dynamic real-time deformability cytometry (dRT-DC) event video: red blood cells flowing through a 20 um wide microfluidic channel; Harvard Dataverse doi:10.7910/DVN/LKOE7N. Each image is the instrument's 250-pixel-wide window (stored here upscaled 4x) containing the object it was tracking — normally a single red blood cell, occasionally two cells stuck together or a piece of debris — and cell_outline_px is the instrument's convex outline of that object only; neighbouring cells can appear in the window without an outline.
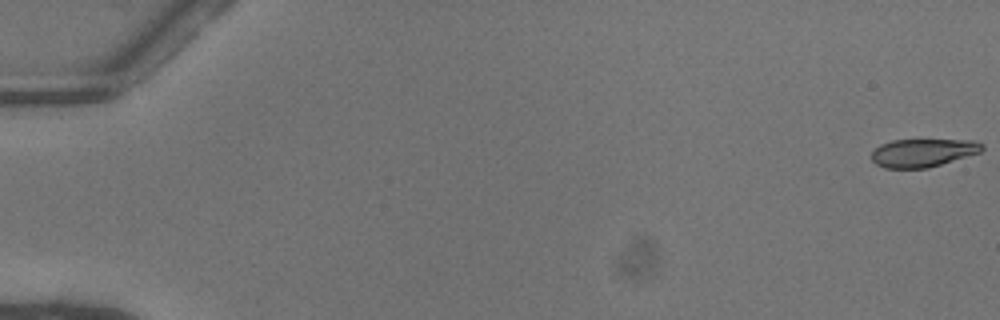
{"species": "common noctule bat (a hibernating species)", "species_latin": "Nyctalus noctula", "temperature_condition": "warm", "stored_images_in_passage": 52, "camera_frame_rate_fps": 3000, "um_per_image_px": 0.085, "animal": {"sex": "female"}, "frame": {"image": 1, "passage_image": 1, "time_ms": 0.0, "image_size_px": [1000, 320], "cell_outline_px": [[984, 148], [980, 152], [928, 168], [884, 168], [876, 164], [872, 160], [872, 152], [880, 144], [892, 140], [976, 140], [984, 144]], "centroid_in_image_um": [78.45, 12.98], "position_along_channel_um": 6.5, "area_um2": 18.09}}
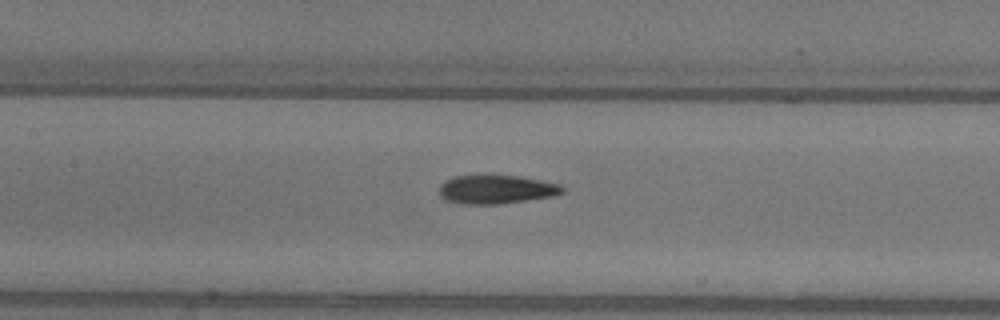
{"frame": {"image": 2, "passage_image": 26, "time_ms": 8.333, "image_size_px": [1000, 320], "cell_outline_px": [[564, 192], [552, 196], [500, 204], [464, 204], [448, 200], [440, 196], [440, 184], [444, 180], [456, 176], [484, 172], [492, 172], [520, 176], [560, 184], [564, 188]], "centroid_in_image_um": [42.15, 16.04], "position_along_channel_um": 165.2, "area_um2": 21.39}}
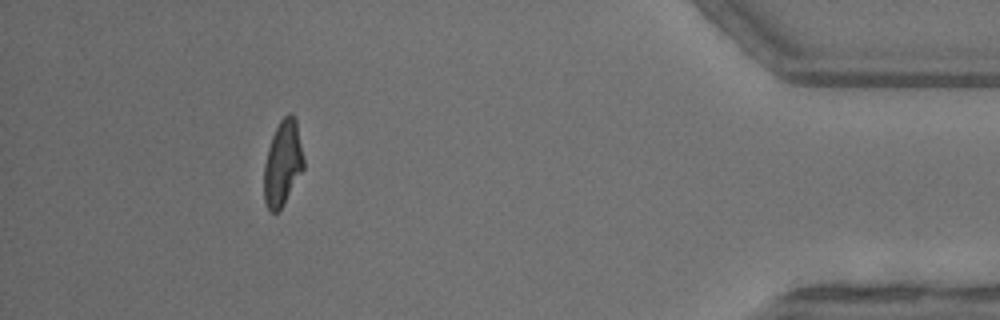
{"frame": {"image": 3, "passage_image": 48, "time_ms": 15.667, "image_size_px": [1000, 320], "cell_outline_px": [[304, 168], [284, 204], [276, 212], [272, 212], [268, 208], [264, 200], [264, 164], [268, 148], [272, 136], [280, 120], [288, 112], [296, 120], [304, 160]], "centroid_in_image_um": [24.02, 13.88], "position_along_channel_um": 411.2, "area_um2": 19.48}, "authors_computed_cell_mechanics": {"area_um2": 20.2589, "velocity_mm_per_s": 4.0883, "shape_relaxation_time_tau1_ms": 4.4874, "shape_relaxation_time_tau2_ms": 2.5224, "deformation_change_tau1": 0.1887, "deformation_change_tau2": 0.1075}}